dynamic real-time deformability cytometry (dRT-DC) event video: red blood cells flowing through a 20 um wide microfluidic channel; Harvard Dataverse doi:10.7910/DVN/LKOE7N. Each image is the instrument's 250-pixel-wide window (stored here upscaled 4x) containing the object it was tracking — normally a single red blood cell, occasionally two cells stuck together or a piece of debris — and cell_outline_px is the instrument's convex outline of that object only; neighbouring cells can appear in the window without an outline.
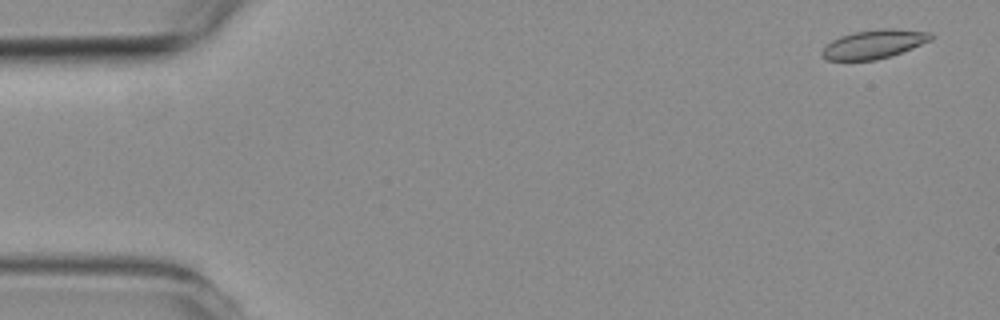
{"species": "common noctule bat (a hibernating species)", "species_latin": "Nyctalus noctula", "temperature_condition": "room temperature", "stored_images_in_passage": 5, "camera_frame_rate_fps": 3000, "um_per_image_px": 0.085, "animal": {"sex": "female", "body_mass_g": 19.3, "forearm_length_mm": 54.1}, "frame": {"image": 1, "passage_image": 1, "time_ms": 0.0, "image_size_px": [1000, 320], "cell_outline_px": [[936, 36], [932, 40], [912, 48], [876, 60], [828, 60], [820, 52], [832, 40], [840, 36], [856, 32], [880, 28], [892, 28], [932, 32]], "centroid_in_image_um": [74.34, 3.73], "position_along_channel_um": 10.7, "area_um2": 18.15}}